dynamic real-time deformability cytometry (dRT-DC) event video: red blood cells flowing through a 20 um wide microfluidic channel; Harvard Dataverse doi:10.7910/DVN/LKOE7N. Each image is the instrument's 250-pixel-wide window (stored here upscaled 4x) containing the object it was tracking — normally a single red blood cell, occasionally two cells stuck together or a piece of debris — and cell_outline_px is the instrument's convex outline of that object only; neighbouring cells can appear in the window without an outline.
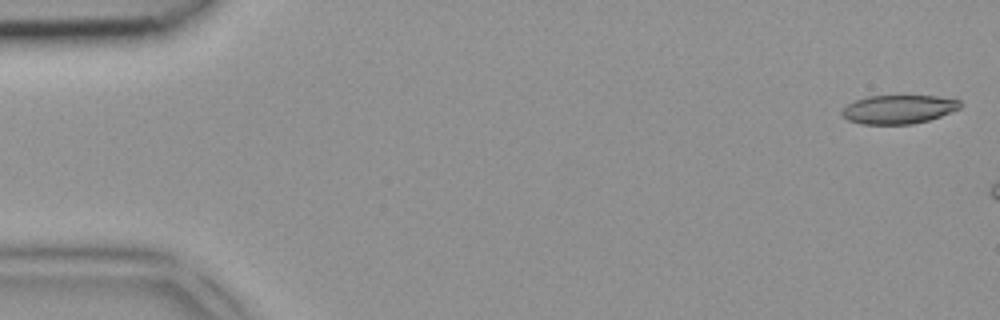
{"species": "common noctule bat (a hibernating species)", "species_latin": "Nyctalus noctula", "temperature_condition": "room temperature", "stored_images_in_passage": 4, "camera_frame_rate_fps": 3000, "um_per_image_px": 0.085, "animal": {"sex": "female", "body_mass_g": 18.4}, "frame": {"image": 1, "passage_image": 1, "time_ms": 0.0, "image_size_px": [1000, 320], "cell_outline_px": [[964, 104], [960, 108], [940, 116], [928, 120], [912, 124], [860, 124], [848, 120], [840, 112], [848, 104], [856, 100], [868, 96], [936, 96], [960, 100]], "centroid_in_image_um": [76.39, 9.29], "position_along_channel_um": 8.6, "area_um2": 19.71}}